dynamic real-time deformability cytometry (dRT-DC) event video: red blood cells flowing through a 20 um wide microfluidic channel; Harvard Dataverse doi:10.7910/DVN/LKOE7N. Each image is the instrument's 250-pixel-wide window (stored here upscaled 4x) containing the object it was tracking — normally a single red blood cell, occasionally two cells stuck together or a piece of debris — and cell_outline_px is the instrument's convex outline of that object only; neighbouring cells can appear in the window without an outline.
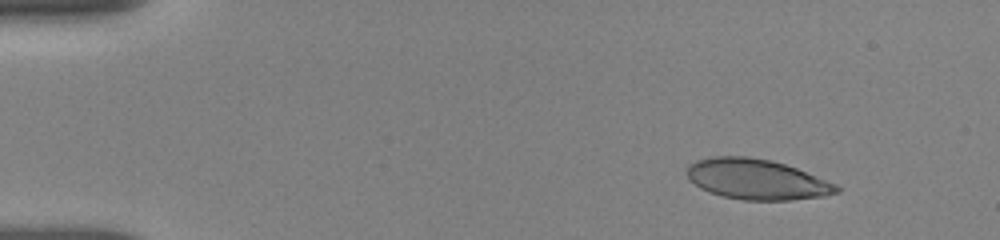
{"species": "human", "species_latin": "Homo sapiens", "temperature_condition": "room temperature", "stored_images_in_passage": 38, "camera_frame_rate_fps": 3000, "um_per_image_px": 0.085, "donor": {"sex": "female"}, "frame": {"image": 1, "passage_image": 1, "time_ms": 0.0, "image_size_px": [1000, 240], "cell_outline_px": [[840, 192], [824, 196], [788, 200], [744, 200], [724, 196], [708, 192], [700, 188], [688, 180], [684, 172], [688, 164], [696, 160], [712, 156], [744, 156], [772, 160], [796, 168], [836, 184], [840, 188]], "centroid_in_image_um": [64.26, 15.23], "position_along_channel_um": 20.7, "area_um2": 35.37}}
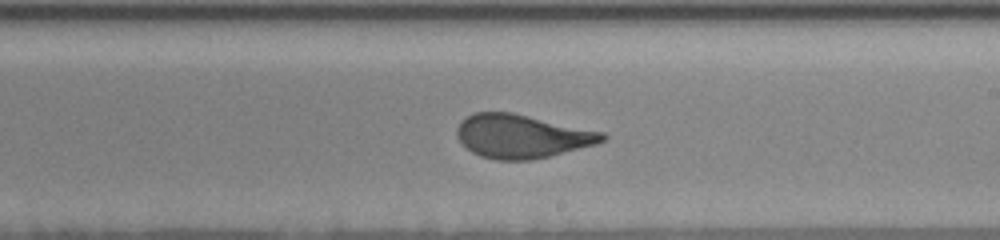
{"frame": {"image": 2, "passage_image": 20, "time_ms": 8.333, "image_size_px": [1000, 240], "cell_outline_px": [[608, 136], [604, 140], [596, 144], [532, 160], [496, 160], [480, 156], [472, 152], [456, 136], [456, 128], [468, 116], [476, 112], [512, 112], [604, 132]], "centroid_in_image_um": [44.36, 11.58], "position_along_channel_um": 244.6, "area_um2": 36.65}}
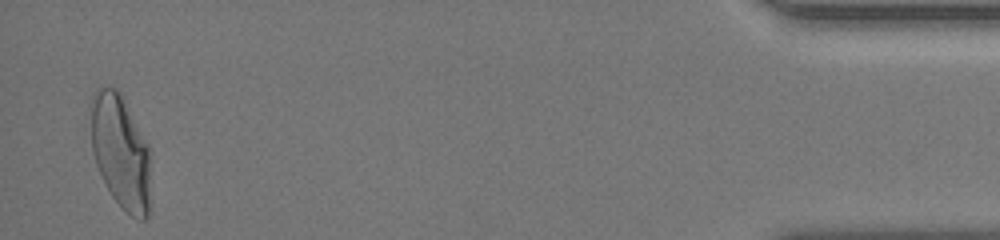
{"frame": {"image": 3, "passage_image": 38, "time_ms": 15.0, "image_size_px": [1000, 240], "cell_outline_px": [[148, 216], [144, 220], [140, 220], [132, 216], [112, 196], [96, 164], [92, 152], [92, 96], [96, 88], [116, 88], [120, 92], [148, 144]], "centroid_in_image_um": [10.24, 12.87], "position_along_channel_um": 425.0, "area_um2": 38.55}, "authors_computed_cell_mechanics": {"area_um2": 37.0209, "velocity_mm_per_s": 3.8453, "shape_relaxation_time_tau1_ms": 4.9462, "shape_relaxation_time_tau2_ms": 0.7158, "deformation_change_tau1": 0.1945, "deformation_change_tau2": 0.0857}}